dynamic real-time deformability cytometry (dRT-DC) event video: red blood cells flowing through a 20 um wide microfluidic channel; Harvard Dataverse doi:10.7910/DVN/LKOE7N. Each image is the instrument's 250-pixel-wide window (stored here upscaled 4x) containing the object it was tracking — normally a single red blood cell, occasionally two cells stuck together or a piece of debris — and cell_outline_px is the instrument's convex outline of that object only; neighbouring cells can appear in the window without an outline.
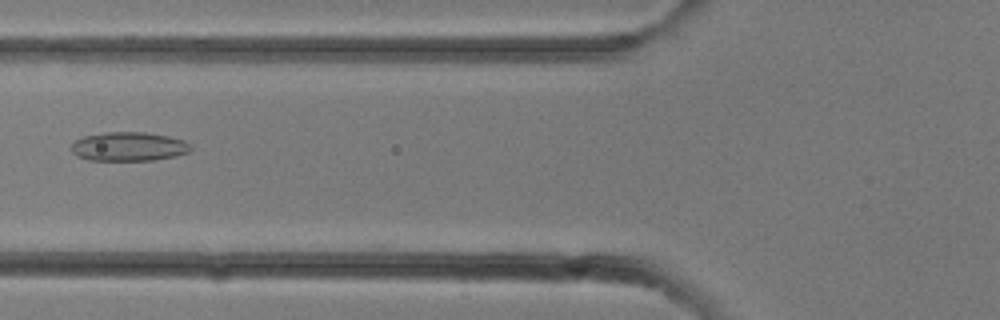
{"species": "common noctule bat (a hibernating species)", "species_latin": "Nyctalus noctula", "temperature_condition": "room temperature", "stored_images_in_passage": 18, "camera_frame_rate_fps": 3000, "um_per_image_px": 0.085, "animal": {"sex": "female"}, "frame": {"image": 1, "passage_image": 3, "time_ms": 0.667, "image_size_px": [1000, 320], "cell_outline_px": [[192, 148], [188, 152], [176, 156], [152, 160], [88, 160], [76, 156], [72, 152], [72, 144], [76, 140], [84, 136], [104, 132], [144, 132], [168, 136], [184, 140]], "centroid_in_image_um": [10.93, 12.45], "position_along_channel_um": 114.9, "area_um2": 20.11}}
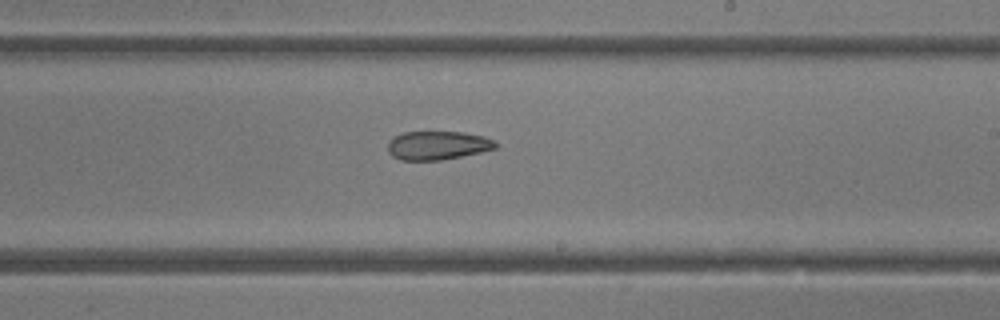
{"frame": {"image": 2, "passage_image": 9, "time_ms": 2.667, "image_size_px": [1000, 320], "cell_outline_px": [[500, 144], [496, 148], [480, 152], [440, 160], [400, 160], [392, 156], [388, 152], [388, 140], [392, 136], [404, 132], [464, 132], [484, 136], [496, 140]], "centroid_in_image_um": [37.2, 12.35], "position_along_channel_um": 251.8, "area_um2": 18.21}}
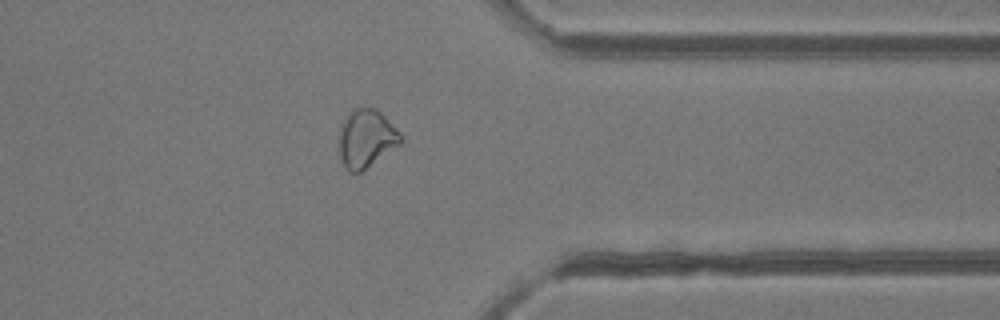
{"frame": {"image": 3, "passage_image": 15, "time_ms": 4.667, "image_size_px": [1000, 320], "cell_outline_px": [[404, 140], [400, 144], [360, 172], [348, 172], [344, 168], [340, 156], [340, 128], [352, 108], [376, 108], [404, 136]], "centroid_in_image_um": [31.15, 11.78], "position_along_channel_um": 380.3, "area_um2": 20.63}}